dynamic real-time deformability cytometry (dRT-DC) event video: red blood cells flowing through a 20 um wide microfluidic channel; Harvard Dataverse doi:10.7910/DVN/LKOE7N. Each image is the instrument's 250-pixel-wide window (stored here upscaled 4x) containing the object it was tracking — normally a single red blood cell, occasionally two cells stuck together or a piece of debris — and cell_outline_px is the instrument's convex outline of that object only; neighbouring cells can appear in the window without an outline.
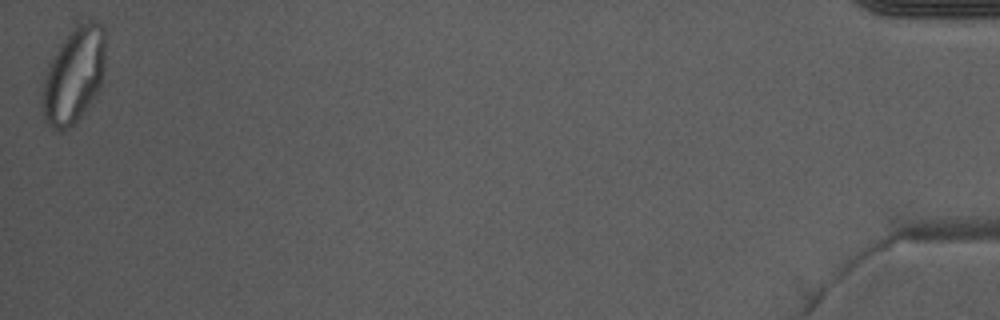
{"species": "Egyptian fruit bat (a non-hibernating species)", "species_latin": "Rousettus aegyptiacus", "temperature_condition": "warm", "stored_images_in_passage": 43, "camera_frame_rate_fps": 3000, "um_per_image_px": 0.085, "animal": {"sex": "male"}, "frame": {"image": 1, "passage_image": 43, "time_ms": 14.0, "image_size_px": [1000, 320], "cell_outline_px": [[104, 76], [100, 92], [80, 116], [68, 128], [60, 132], [56, 132], [44, 120], [40, 112], [40, 88], [48, 64], [52, 56], [60, 44], [80, 24], [88, 20], [100, 20], [104, 28]], "centroid_in_image_um": [6.25, 6.46], "position_along_channel_um": 429.0, "area_um2": 36.01}}